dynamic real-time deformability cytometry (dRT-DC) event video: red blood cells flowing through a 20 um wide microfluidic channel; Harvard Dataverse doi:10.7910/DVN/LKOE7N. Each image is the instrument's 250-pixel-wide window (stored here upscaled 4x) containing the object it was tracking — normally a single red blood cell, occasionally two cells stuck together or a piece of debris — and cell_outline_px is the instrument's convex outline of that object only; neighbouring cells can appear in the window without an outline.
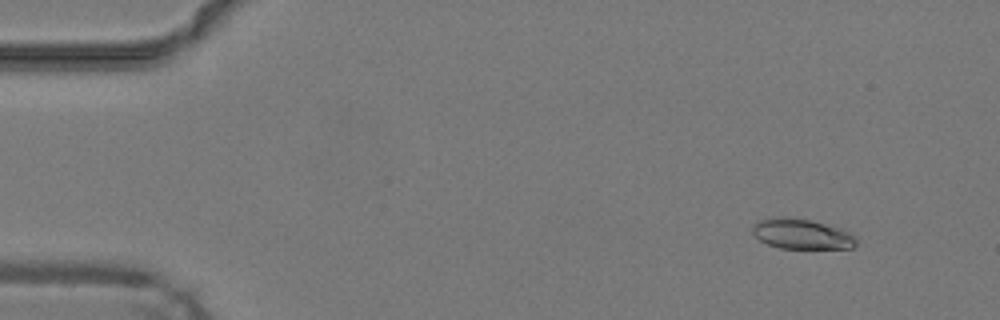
{"species": "common noctule bat (a hibernating species)", "species_latin": "Nyctalus noctula", "temperature_condition": "warm", "stored_images_in_passage": 16, "camera_frame_rate_fps": 3000, "um_per_image_px": 0.085, "animal": {"sex": "male", "body_mass_g": 19.2, "forearm_length_mm": 51.8}, "frame": {"image": 1, "passage_image": 5, "time_ms": 1.333, "image_size_px": [1000, 320], "cell_outline_px": [[856, 244], [852, 248], [780, 248], [768, 244], [760, 240], [752, 232], [752, 224], [760, 220], [784, 216], [812, 220], [840, 228], [848, 232], [856, 240]], "centroid_in_image_um": [68.12, 19.88], "position_along_channel_um": 16.9, "area_um2": 18.09}}